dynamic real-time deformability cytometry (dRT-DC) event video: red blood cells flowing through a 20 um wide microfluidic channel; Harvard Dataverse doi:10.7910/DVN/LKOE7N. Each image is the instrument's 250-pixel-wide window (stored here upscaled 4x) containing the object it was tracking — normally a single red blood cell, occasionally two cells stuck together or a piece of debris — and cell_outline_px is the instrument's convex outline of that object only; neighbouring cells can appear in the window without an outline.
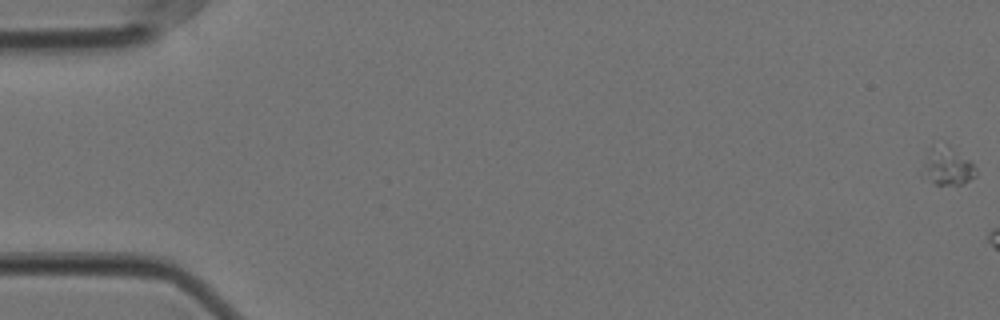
{"species": "Egyptian fruit bat (a non-hibernating species)", "species_latin": "Rousettus aegyptiacus", "temperature_condition": "cold", "stored_images_in_passage": 7, "camera_frame_rate_fps": 3000, "um_per_image_px": 0.085, "animal": {"sex": "female"}, "frame": {"image": 1, "passage_image": 1, "time_ms": 0.0, "image_size_px": [1000, 320], "cell_outline_px": [[976, 176], [964, 184], [936, 184], [920, 172], [932, 148], [948, 144], [972, 160], [976, 168]], "centroid_in_image_um": [80.62, 14.14], "position_along_channel_um": 4.4, "area_um2": 11.56}}